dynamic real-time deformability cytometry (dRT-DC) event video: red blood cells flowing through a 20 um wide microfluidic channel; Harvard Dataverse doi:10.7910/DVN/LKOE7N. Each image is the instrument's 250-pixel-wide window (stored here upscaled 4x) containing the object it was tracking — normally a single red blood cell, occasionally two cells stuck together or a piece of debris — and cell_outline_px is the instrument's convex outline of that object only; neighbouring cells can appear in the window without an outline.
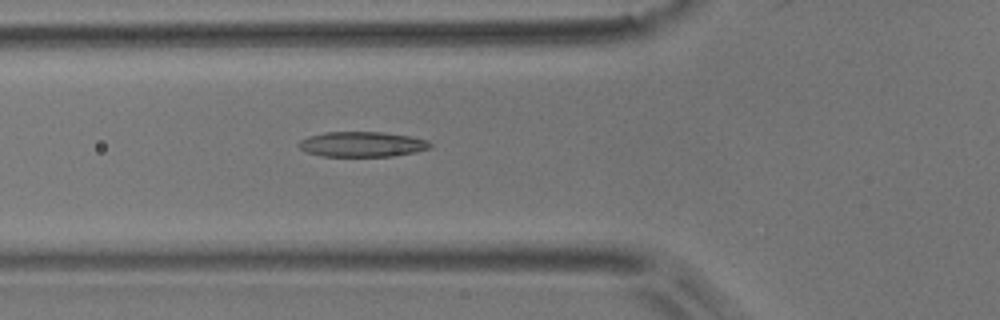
{"species": "common noctule bat (a hibernating species)", "species_latin": "Nyctalus noctula", "temperature_condition": "room temperature", "stored_images_in_passage": 5, "camera_frame_rate_fps": 3000, "um_per_image_px": 0.085, "animal": {"sex": "male", "body_mass_g": 17.9}, "frame": {"image": 1, "passage_image": 5, "time_ms": 1.333, "image_size_px": [1000, 320], "cell_outline_px": [[432, 148], [416, 152], [392, 156], [320, 156], [304, 152], [296, 144], [300, 140], [308, 136], [324, 132], [380, 132], [408, 136], [428, 140], [432, 144]], "centroid_in_image_um": [30.75, 12.26], "position_along_channel_um": 95.1, "area_um2": 19.42}}